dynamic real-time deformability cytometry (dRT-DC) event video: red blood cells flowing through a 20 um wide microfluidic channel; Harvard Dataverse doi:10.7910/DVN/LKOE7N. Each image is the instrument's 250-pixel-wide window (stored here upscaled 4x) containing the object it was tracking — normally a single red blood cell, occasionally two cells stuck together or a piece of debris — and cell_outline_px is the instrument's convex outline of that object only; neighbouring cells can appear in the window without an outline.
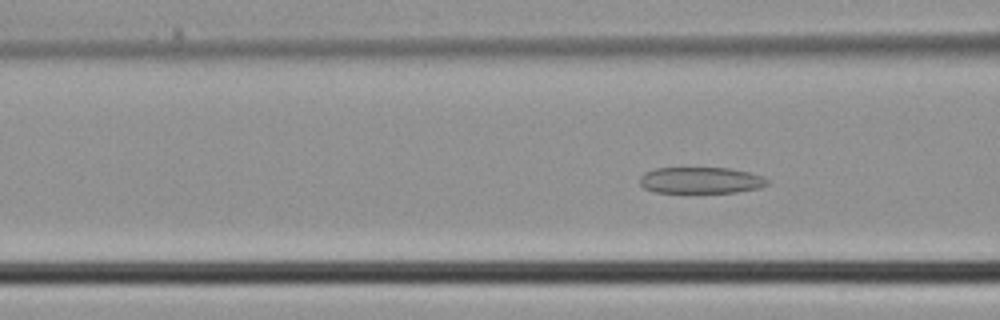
{"species": "common noctule bat (a hibernating species)", "species_latin": "Nyctalus noctula", "temperature_condition": "cold", "stored_images_in_passage": 6, "camera_frame_rate_fps": 3000, "um_per_image_px": 0.085, "animal": {"sex": "male", "body_mass_g": 21.5, "forearm_length_mm": 52.0}, "frame": {"image": 1, "passage_image": 6, "time_ms": 1.667, "image_size_px": [1000, 320], "cell_outline_px": [[768, 184], [760, 188], [736, 192], [656, 192], [644, 188], [640, 184], [640, 176], [644, 172], [656, 168], [728, 168], [748, 172], [764, 176], [768, 180]], "centroid_in_image_um": [59.57, 15.32], "position_along_channel_um": 107.0, "area_um2": 19.54}}